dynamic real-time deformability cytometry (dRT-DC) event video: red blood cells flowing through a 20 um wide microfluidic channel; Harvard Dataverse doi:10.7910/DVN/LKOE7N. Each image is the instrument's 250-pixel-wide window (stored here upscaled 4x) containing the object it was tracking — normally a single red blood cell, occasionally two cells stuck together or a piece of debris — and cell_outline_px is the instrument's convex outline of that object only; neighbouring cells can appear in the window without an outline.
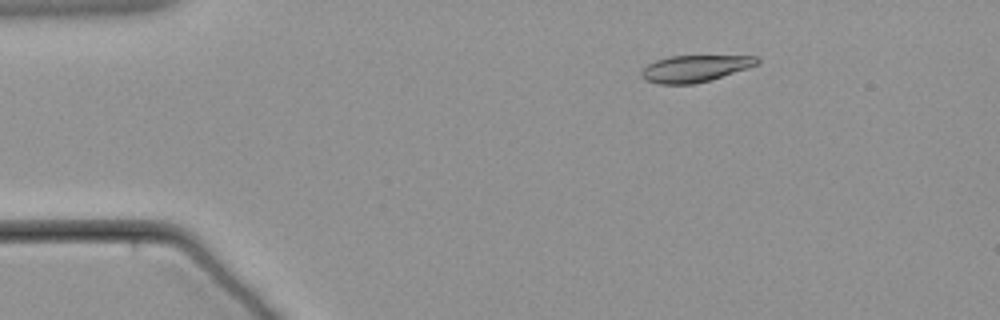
{"species": "common noctule bat (a hibernating species)", "species_latin": "Nyctalus noctula", "temperature_condition": "warm", "stored_images_in_passage": 33, "camera_frame_rate_fps": 3000, "um_per_image_px": 0.085, "animal": {"sex": "male", "body_mass_g": 21.5, "forearm_length_mm": 52.0}, "frame": {"image": 1, "passage_image": 2, "time_ms": 0.333, "image_size_px": [1000, 320], "cell_outline_px": [[760, 60], [756, 64], [748, 68], [708, 80], [692, 84], [660, 84], [644, 80], [640, 76], [640, 72], [648, 64], [656, 60], [668, 56], [756, 56]], "centroid_in_image_um": [59.01, 5.82], "position_along_channel_um": 26.0, "area_um2": 17.8}}
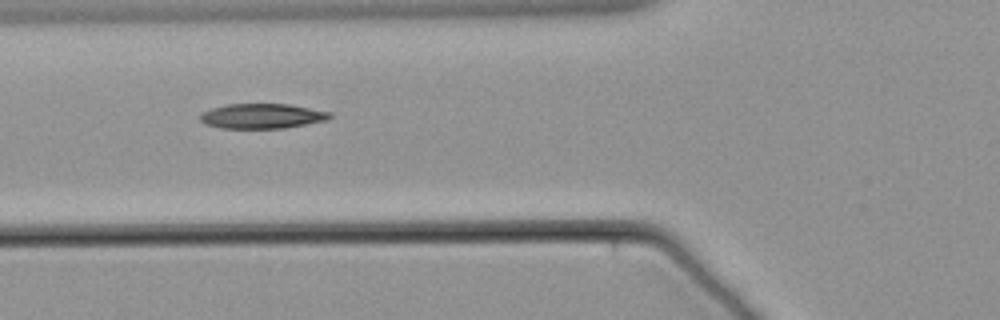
{"frame": {"image": 2, "passage_image": 15, "time_ms": 4.667, "image_size_px": [1000, 320], "cell_outline_px": [[332, 116], [328, 120], [284, 128], [220, 128], [204, 124], [200, 120], [200, 116], [204, 112], [212, 108], [228, 104], [288, 104], [332, 112]], "centroid_in_image_um": [22.29, 9.87], "position_along_channel_um": 103.5, "area_um2": 18.79}}
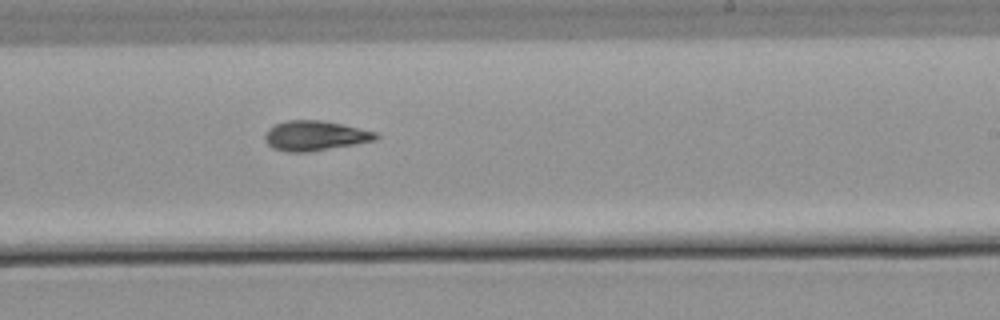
{"frame": {"image": 3, "passage_image": 29, "time_ms": 9.333, "image_size_px": [1000, 320], "cell_outline_px": [[380, 136], [376, 140], [356, 144], [308, 152], [284, 152], [272, 148], [264, 140], [264, 136], [268, 128], [276, 124], [288, 120], [320, 120], [340, 124], [376, 132]], "centroid_in_image_um": [26.75, 11.55], "position_along_channel_um": 262.3, "area_um2": 19.31}}